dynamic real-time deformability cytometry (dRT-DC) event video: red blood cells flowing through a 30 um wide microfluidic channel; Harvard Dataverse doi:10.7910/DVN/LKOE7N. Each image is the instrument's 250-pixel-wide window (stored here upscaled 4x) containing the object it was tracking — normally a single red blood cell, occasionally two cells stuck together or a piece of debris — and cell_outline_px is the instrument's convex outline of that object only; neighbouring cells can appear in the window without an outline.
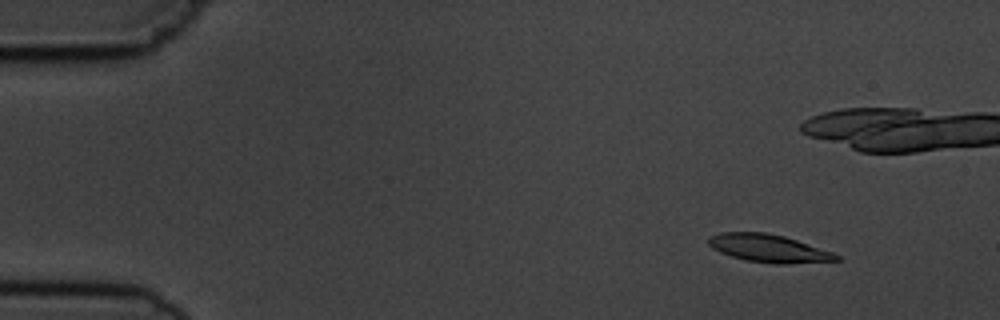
{"species": "common noctule bat (a hibernating species)", "species_latin": "Nyctalus noctula", "temperature_condition": "cold", "stored_images_in_passage": 4, "camera_frame_rate_fps": 3000, "um_per_image_px": 0.085, "animal": {"sex": "male", "body_mass_g": 19.5, "forearm_length_mm": 54.6}, "frame": {"image": 1, "passage_image": 2, "time_ms": 1.0, "image_size_px": [1000, 320], "cell_outline_px": [[840, 260], [788, 264], [776, 264], [744, 260], [720, 252], [712, 248], [708, 244], [708, 236], [720, 232], [764, 232], [784, 236], [832, 252], [840, 256]], "centroid_in_image_um": [65.3, 21.11], "position_along_channel_um": 19.7, "area_um2": 20.69}}